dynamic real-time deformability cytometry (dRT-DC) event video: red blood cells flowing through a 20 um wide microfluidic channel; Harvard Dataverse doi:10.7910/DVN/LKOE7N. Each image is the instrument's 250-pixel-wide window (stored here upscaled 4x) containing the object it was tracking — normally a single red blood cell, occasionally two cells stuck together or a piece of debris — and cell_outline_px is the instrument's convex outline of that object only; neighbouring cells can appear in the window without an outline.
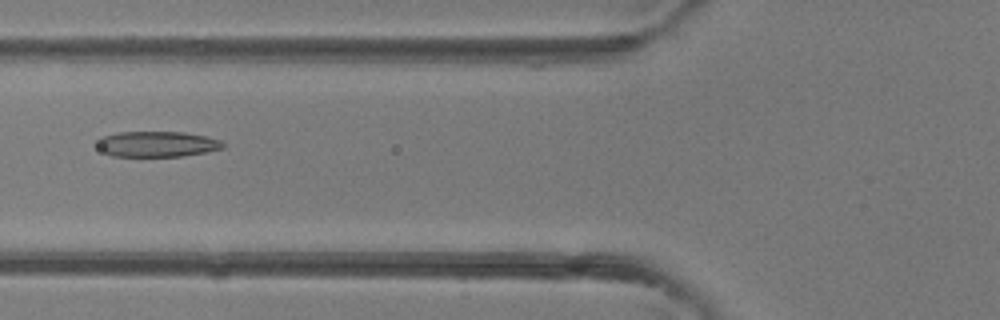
{"species": "common noctule bat (a hibernating species)", "species_latin": "Nyctalus noctula", "temperature_condition": "room temperature", "stored_images_in_passage": 4, "camera_frame_rate_fps": 3000, "um_per_image_px": 0.085, "animal": {"sex": "female"}, "frame": {"image": 1, "passage_image": 4, "time_ms": 3.333, "image_size_px": [1000, 320], "cell_outline_px": [[228, 144], [224, 148], [204, 152], [180, 156], [112, 156], [104, 152], [96, 144], [96, 140], [100, 136], [120, 132], [184, 132], [208, 136], [220, 140]], "centroid_in_image_um": [13.36, 12.23], "position_along_channel_um": 112.4, "area_um2": 18.9}}